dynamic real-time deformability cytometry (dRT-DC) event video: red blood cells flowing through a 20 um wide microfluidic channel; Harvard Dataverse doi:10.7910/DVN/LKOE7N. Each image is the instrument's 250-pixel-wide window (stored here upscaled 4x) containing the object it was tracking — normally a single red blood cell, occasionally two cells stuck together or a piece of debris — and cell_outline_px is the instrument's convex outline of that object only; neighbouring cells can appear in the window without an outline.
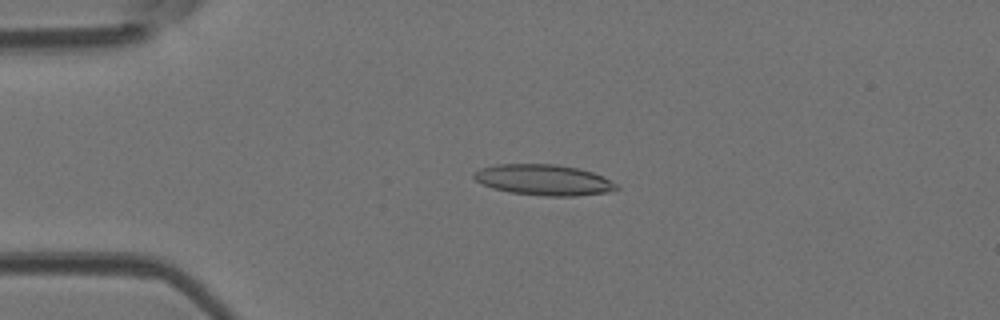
{"species": "Egyptian fruit bat (a non-hibernating species)", "species_latin": "Rousettus aegyptiacus", "temperature_condition": "room temperature", "stored_images_in_passage": 5, "camera_frame_rate_fps": 3000, "um_per_image_px": 0.085, "animal": {"sex": "female"}, "frame": {"image": 1, "passage_image": 4, "time_ms": 1.0, "image_size_px": [1000, 320], "cell_outline_px": [[620, 188], [604, 192], [576, 196], [544, 196], [508, 192], [492, 188], [476, 180], [472, 176], [472, 172], [480, 168], [496, 164], [556, 164], [576, 168], [592, 172], [616, 184]], "centroid_in_image_um": [46.14, 15.29], "position_along_channel_um": 38.9, "area_um2": 25.37}}